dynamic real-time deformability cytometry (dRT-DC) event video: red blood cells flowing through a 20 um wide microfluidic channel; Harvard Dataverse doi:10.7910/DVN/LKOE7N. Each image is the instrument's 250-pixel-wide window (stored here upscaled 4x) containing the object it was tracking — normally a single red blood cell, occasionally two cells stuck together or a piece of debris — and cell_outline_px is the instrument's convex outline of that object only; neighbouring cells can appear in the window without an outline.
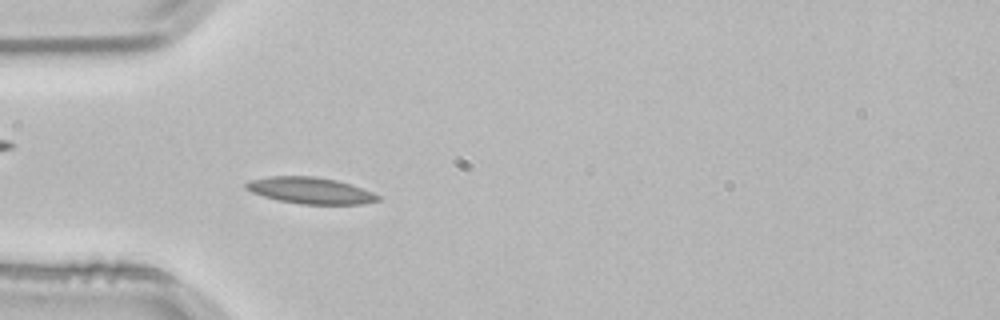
{"species": "common noctule bat (a hibernating species)", "species_latin": "Nyctalus noctula", "temperature_condition": "room temperature", "stored_images_in_passage": 45, "camera_frame_rate_fps": 3000, "um_per_image_px": 0.085, "animal": {"sex": "male", "body_mass_g": 21.5, "forearm_length_mm": 52.0}, "frame": {"image": 1, "passage_image": 7, "time_ms": 2.0, "image_size_px": [1000, 320], "cell_outline_px": [[380, 200], [364, 204], [300, 204], [280, 200], [264, 196], [252, 192], [244, 188], [244, 184], [248, 180], [268, 176], [316, 176], [336, 180], [352, 184], [372, 192], [380, 196]], "centroid_in_image_um": [26.37, 16.18], "position_along_channel_um": 58.6, "area_um2": 20.4}}
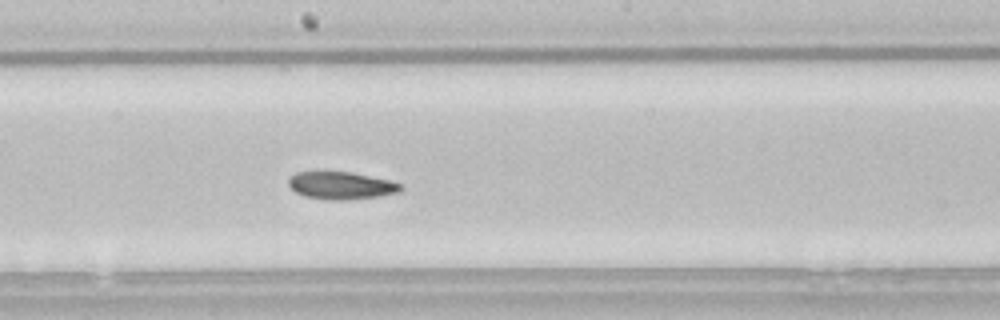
{"frame": {"image": 2, "passage_image": 20, "time_ms": 6.333, "image_size_px": [1000, 320], "cell_outline_px": [[404, 188], [400, 192], [380, 196], [344, 200], [328, 200], [304, 196], [296, 192], [288, 184], [288, 176], [296, 172], [316, 168], [352, 172], [392, 180], [400, 184]], "centroid_in_image_um": [28.94, 15.71], "position_along_channel_um": 219.3, "area_um2": 18.96}}
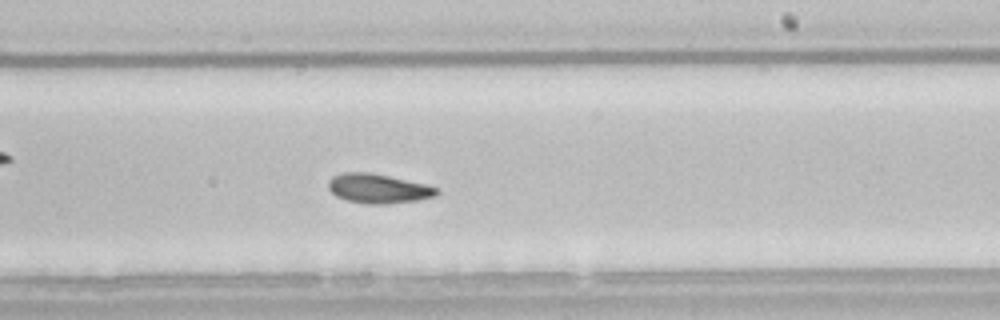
{"frame": {"image": 3, "passage_image": 23, "time_ms": 7.333, "image_size_px": [1000, 320], "cell_outline_px": [[440, 192], [436, 196], [416, 200], [388, 204], [364, 204], [348, 200], [336, 196], [328, 188], [328, 180], [332, 176], [344, 172], [368, 172], [388, 176], [424, 184], [440, 188]], "centroid_in_image_um": [32.14, 16.03], "position_along_channel_um": 256.9, "area_um2": 18.55}, "authors_computed_cell_mechanics": {"area_um2": 18.5538, "velocity_mm_per_s": 3.7831, "shape_relaxation_time_tau1_ms": 7.0878, "shape_relaxation_time_tau2_ms": 3.3929, "deformation_change_tau1": 0.1393, "deformation_change_tau2": 0.0871}}